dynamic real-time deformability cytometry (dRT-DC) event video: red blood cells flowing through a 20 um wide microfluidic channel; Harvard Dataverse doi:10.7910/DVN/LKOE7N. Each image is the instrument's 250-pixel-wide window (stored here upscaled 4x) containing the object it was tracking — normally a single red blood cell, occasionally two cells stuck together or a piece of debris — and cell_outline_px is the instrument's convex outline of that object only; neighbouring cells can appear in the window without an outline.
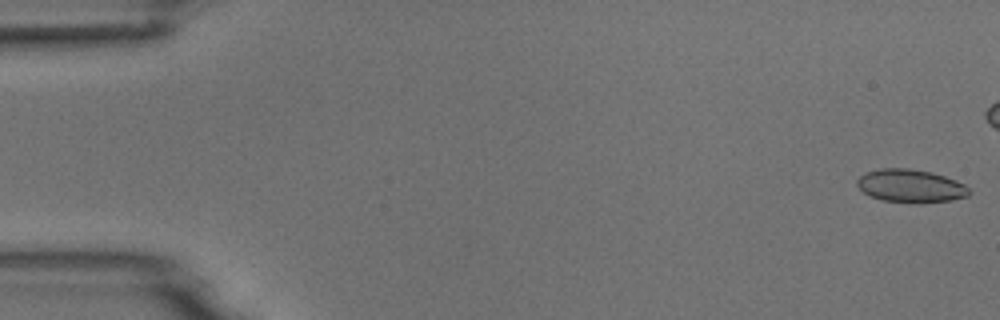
{"species": "common noctule bat (a hibernating species)", "species_latin": "Nyctalus noctula", "temperature_condition": "room temperature", "stored_images_in_passage": 6, "camera_frame_rate_fps": 3000, "um_per_image_px": 0.085, "animal": {"sex": "male", "body_mass_g": 18.8}, "frame": {"image": 1, "passage_image": 1, "time_ms": 0.0, "image_size_px": [1000, 320], "cell_outline_px": [[972, 192], [968, 196], [952, 200], [920, 204], [880, 200], [864, 192], [856, 184], [856, 180], [860, 176], [868, 172], [880, 168], [908, 168], [932, 172], [956, 180], [964, 184]], "centroid_in_image_um": [77.43, 15.82], "position_along_channel_um": 7.6, "area_um2": 21.79}}
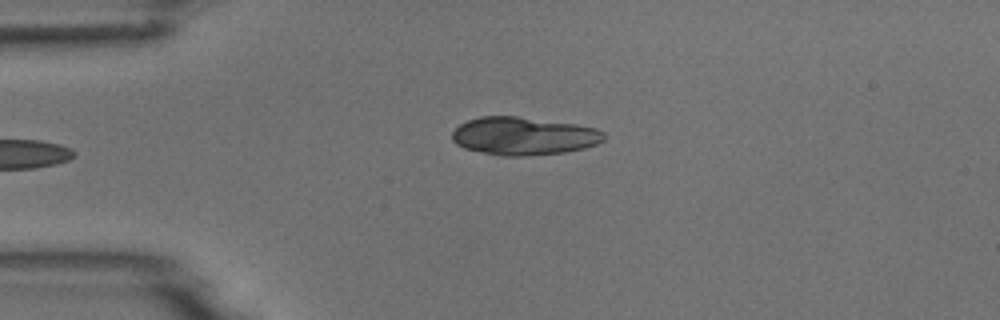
{"frame": {"image": 2, "passage_image": 5, "time_ms": 5.667, "image_size_px": [1000, 320], "cell_outline_px": [[604, 140], [596, 144], [584, 148], [564, 152], [520, 156], [500, 156], [464, 148], [456, 144], [452, 140], [452, 132], [460, 124], [468, 120], [480, 116], [516, 116], [576, 124], [596, 128], [604, 132]], "centroid_in_image_um": [44.49, 11.56], "position_along_channel_um": 40.5, "area_um2": 33.52}}